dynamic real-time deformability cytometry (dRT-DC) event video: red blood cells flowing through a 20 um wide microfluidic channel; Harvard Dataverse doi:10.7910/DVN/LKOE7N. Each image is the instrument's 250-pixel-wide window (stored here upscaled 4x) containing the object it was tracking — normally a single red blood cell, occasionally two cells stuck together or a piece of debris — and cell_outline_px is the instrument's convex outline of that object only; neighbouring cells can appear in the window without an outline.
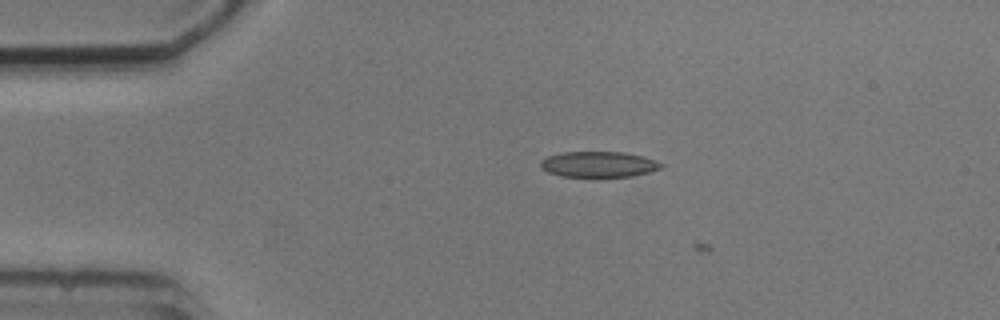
{"species": "common noctule bat (a hibernating species)", "species_latin": "Nyctalus noctula", "temperature_condition": "cold", "stored_images_in_passage": 4, "camera_frame_rate_fps": 3000, "um_per_image_px": 0.085, "animal": {"sex": "male", "body_mass_g": 20.5, "forearm_length_mm": 52.5}, "frame": {"image": 1, "passage_image": 3, "time_ms": 3.0, "image_size_px": [1000, 320], "cell_outline_px": [[664, 164], [660, 168], [648, 172], [632, 176], [596, 180], [560, 176], [548, 172], [540, 168], [540, 160], [548, 156], [564, 152], [624, 152], [640, 156]], "centroid_in_image_um": [50.81, 14.02], "position_along_channel_um": 34.2, "area_um2": 18.79}}